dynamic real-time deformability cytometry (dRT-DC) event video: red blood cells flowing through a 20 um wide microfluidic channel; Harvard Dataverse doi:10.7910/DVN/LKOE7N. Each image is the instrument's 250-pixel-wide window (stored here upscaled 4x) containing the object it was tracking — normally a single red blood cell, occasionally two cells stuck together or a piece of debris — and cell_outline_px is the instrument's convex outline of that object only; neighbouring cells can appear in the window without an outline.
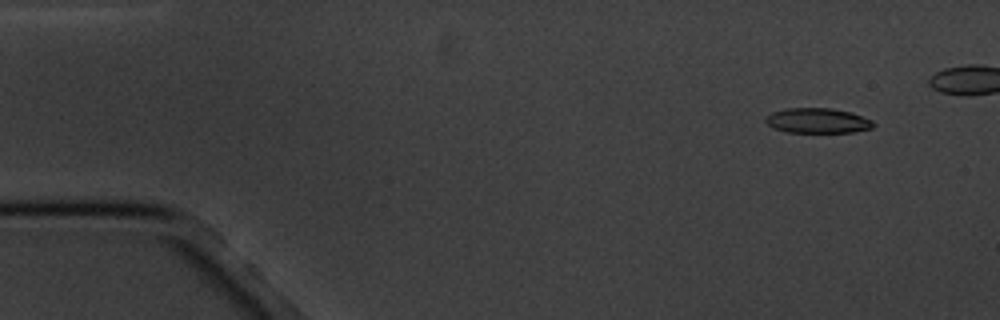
{"species": "common noctule bat (a hibernating species)", "species_latin": "Nyctalus noctula", "temperature_condition": "cold", "stored_images_in_passage": 5, "camera_frame_rate_fps": 3000, "um_per_image_px": 0.085, "animal": {"sex": "male", "body_mass_g": 20.1, "forearm_length_mm": 53.5}, "frame": {"image": 1, "passage_image": 1, "time_ms": 0.0, "image_size_px": [1000, 320], "cell_outline_px": [[876, 124], [872, 128], [852, 132], [784, 132], [768, 124], [764, 120], [764, 116], [772, 112], [784, 108], [832, 108], [852, 112], [872, 120]], "centroid_in_image_um": [69.49, 10.24], "position_along_channel_um": 15.5, "area_um2": 15.84}}